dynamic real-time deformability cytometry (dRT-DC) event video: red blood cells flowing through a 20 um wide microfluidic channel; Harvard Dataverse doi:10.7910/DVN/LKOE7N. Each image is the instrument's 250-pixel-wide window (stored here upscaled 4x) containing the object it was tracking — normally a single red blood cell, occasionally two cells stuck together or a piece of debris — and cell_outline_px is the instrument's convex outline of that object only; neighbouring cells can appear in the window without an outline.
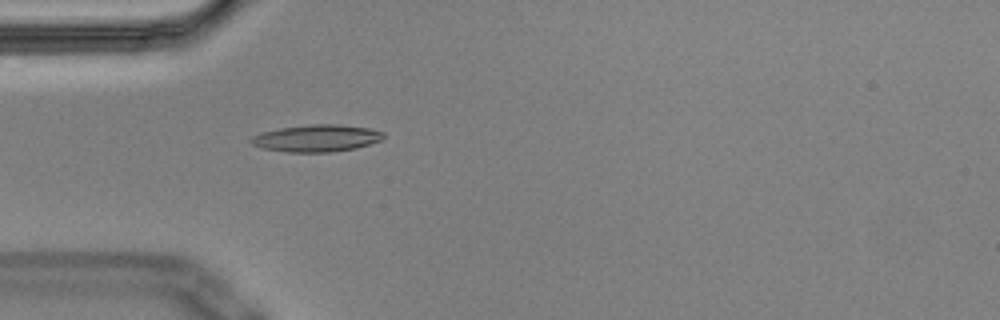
{"species": "Egyptian fruit bat (a non-hibernating species)", "species_latin": "Rousettus aegyptiacus", "temperature_condition": "cold", "stored_images_in_passage": 4, "camera_frame_rate_fps": 3000, "um_per_image_px": 0.085, "animal": {"sex": "male"}, "frame": {"image": 1, "passage_image": 4, "time_ms": 1.0, "image_size_px": [1000, 320], "cell_outline_px": [[384, 136], [380, 140], [356, 148], [328, 152], [288, 152], [264, 148], [252, 144], [248, 140], [252, 136], [260, 132], [280, 128], [312, 124], [336, 124], [368, 128], [384, 132]], "centroid_in_image_um": [26.87, 11.74], "position_along_channel_um": 58.1, "area_um2": 20.69}}